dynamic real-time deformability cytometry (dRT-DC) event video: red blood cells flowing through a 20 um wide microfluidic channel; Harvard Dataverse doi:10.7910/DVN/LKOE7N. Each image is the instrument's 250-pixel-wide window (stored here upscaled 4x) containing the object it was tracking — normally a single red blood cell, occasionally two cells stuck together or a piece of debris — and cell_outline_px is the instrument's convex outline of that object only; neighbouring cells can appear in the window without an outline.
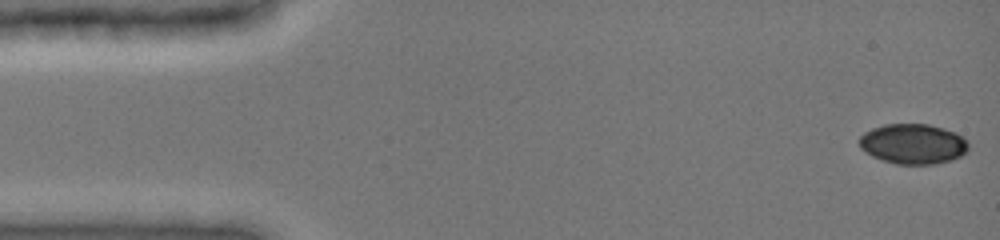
{"species": "common noctule bat (a hibernating species)", "species_latin": "Nyctalus noctula", "temperature_condition": "cold", "stored_images_in_passage": 23, "camera_frame_rate_fps": 3000, "um_per_image_px": 0.085, "animal": {"sex": "female", "body_mass_g": 19.0, "forearm_length_mm": 51.5}, "frame": {"image": 1, "passage_image": 1, "time_ms": 0.0, "image_size_px": [1000, 240], "cell_outline_px": [[968, 152], [952, 160], [936, 164], [896, 164], [872, 156], [860, 148], [860, 136], [864, 132], [872, 128], [884, 124], [928, 124], [944, 128], [968, 140]], "centroid_in_image_um": [77.62, 12.23], "position_along_channel_um": 7.4, "area_um2": 25.55}}
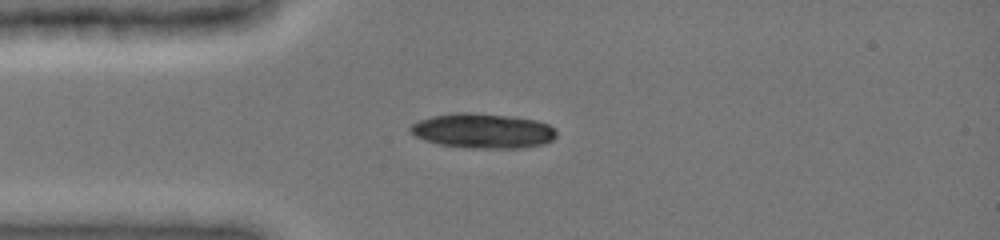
{"frame": {"image": 2, "passage_image": 17, "time_ms": 3.667, "image_size_px": [1000, 240], "cell_outline_px": [[556, 136], [552, 140], [544, 144], [520, 148], [472, 148], [440, 144], [424, 140], [416, 136], [408, 128], [412, 124], [420, 120], [432, 116], [456, 112], [468, 112], [516, 116], [536, 120], [548, 124], [556, 128]], "centroid_in_image_um": [41.08, 11.11], "position_along_channel_um": 43.9, "area_um2": 29.77}}
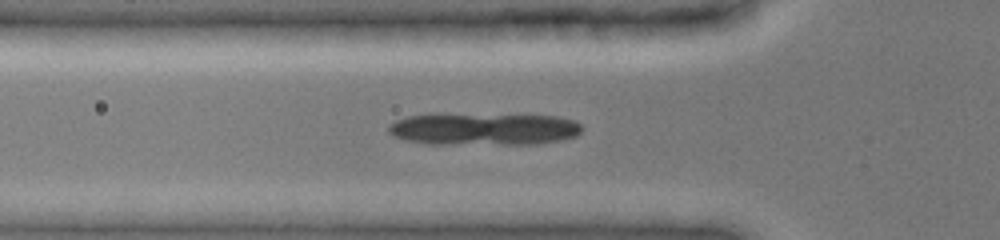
{"frame": {"image": 3, "passage_image": 22, "time_ms": 5.0, "image_size_px": [1000, 240], "cell_outline_px": [[580, 132], [576, 136], [560, 140], [536, 144], [428, 144], [408, 140], [392, 136], [388, 132], [388, 124], [396, 120], [408, 116], [560, 116], [572, 120], [580, 124]], "centroid_in_image_um": [41.13, 11.01], "position_along_channel_um": 84.7, "area_um2": 35.2}}